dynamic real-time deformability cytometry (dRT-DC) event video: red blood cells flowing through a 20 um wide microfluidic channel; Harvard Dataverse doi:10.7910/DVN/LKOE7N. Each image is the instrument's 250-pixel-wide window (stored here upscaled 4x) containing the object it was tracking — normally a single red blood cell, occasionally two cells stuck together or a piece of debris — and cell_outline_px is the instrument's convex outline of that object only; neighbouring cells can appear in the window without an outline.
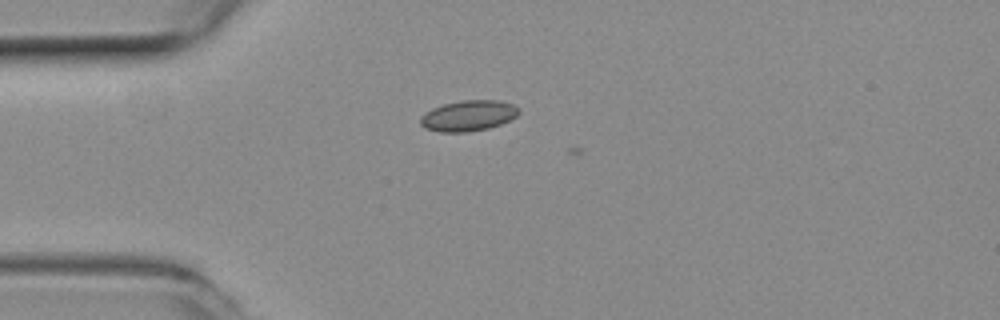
{"species": "common noctule bat (a hibernating species)", "species_latin": "Nyctalus noctula", "temperature_condition": "room temperature", "stored_images_in_passage": 6, "camera_frame_rate_fps": 3000, "um_per_image_px": 0.085, "animal": {"sex": "female", "body_mass_g": 19.3, "forearm_length_mm": 54.1}, "frame": {"image": 1, "passage_image": 5, "time_ms": 1.333, "image_size_px": [1000, 320], "cell_outline_px": [[520, 112], [516, 116], [500, 124], [488, 128], [468, 132], [440, 132], [424, 128], [420, 124], [420, 116], [424, 112], [432, 108], [444, 104], [460, 100], [500, 100], [512, 104], [520, 108]], "centroid_in_image_um": [39.79, 9.83], "position_along_channel_um": 45.2, "area_um2": 17.74}}